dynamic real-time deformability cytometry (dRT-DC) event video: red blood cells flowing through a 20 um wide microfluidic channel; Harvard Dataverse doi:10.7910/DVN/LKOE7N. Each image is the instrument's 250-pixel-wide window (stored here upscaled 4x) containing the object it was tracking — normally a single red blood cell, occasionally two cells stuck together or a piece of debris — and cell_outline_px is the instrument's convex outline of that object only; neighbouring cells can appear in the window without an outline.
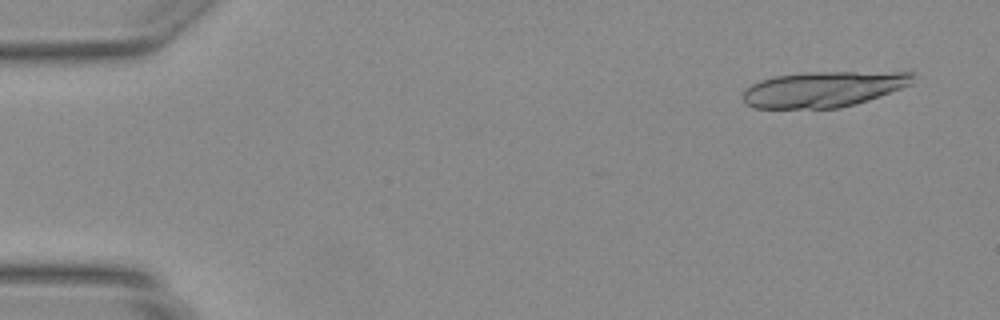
{"species": "Egyptian fruit bat (a non-hibernating species)", "species_latin": "Rousettus aegyptiacus", "temperature_condition": "warm", "stored_images_in_passage": 11, "camera_frame_rate_fps": 3000, "um_per_image_px": 0.085, "animal": {"sex": "female"}, "frame": {"image": 1, "passage_image": 3, "time_ms": 0.667, "image_size_px": [1000, 320], "cell_outline_px": [[896, 76], [880, 92], [872, 96], [860, 100], [852, 100], [792, 76]], "centroid_in_image_um": [72.29, 7.22], "position_along_channel_um": 12.7, "area_um2": 10.46}}